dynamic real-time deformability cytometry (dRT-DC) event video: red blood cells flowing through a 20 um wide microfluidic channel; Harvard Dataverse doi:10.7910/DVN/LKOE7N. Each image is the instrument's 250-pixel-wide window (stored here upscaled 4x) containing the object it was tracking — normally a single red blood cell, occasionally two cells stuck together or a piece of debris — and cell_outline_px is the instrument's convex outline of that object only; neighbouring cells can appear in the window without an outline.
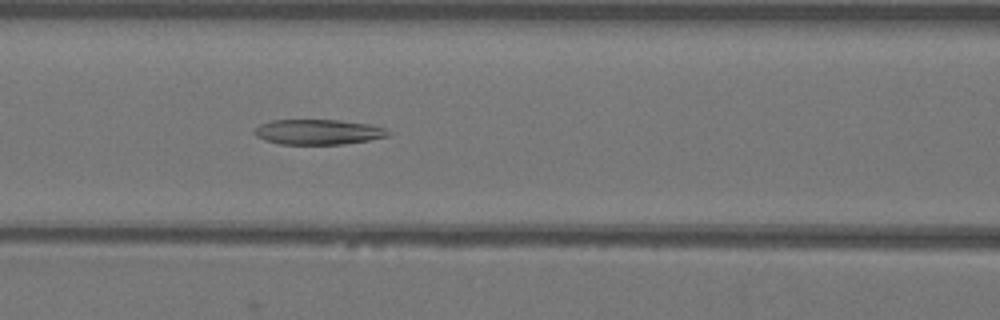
{"species": "Egyptian fruit bat (a non-hibernating species)", "species_latin": "Rousettus aegyptiacus", "temperature_condition": "warm", "stored_images_in_passage": 47, "camera_frame_rate_fps": 3000, "um_per_image_px": 0.085, "animal": {"sex": "female"}, "frame": {"image": 1, "passage_image": 17, "time_ms": 5.333, "image_size_px": [1000, 320], "cell_outline_px": [[392, 132], [388, 136], [368, 140], [344, 144], [280, 144], [264, 140], [256, 136], [252, 132], [252, 128], [260, 124], [272, 120], [340, 120], [368, 124], [384, 128]], "centroid_in_image_um": [26.99, 11.21], "position_along_channel_um": 139.6, "area_um2": 19.71}}
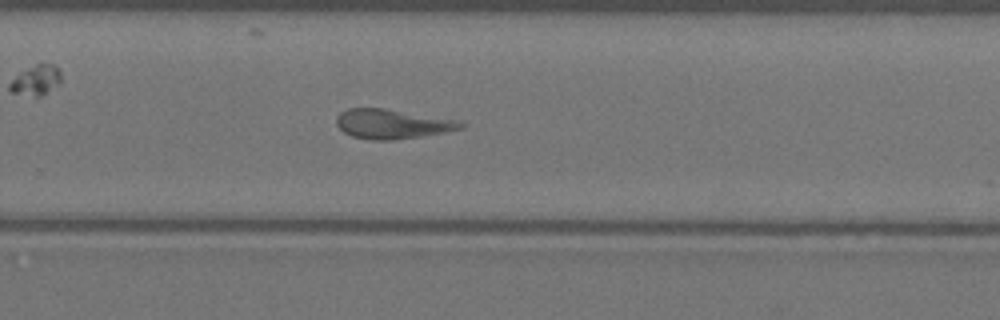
{"frame": {"image": 2, "passage_image": 29, "time_ms": 9.333, "image_size_px": [1000, 320], "cell_outline_px": [[468, 124], [460, 128], [444, 132], [420, 136], [392, 140], [372, 140], [352, 136], [344, 132], [336, 124], [336, 116], [340, 112], [348, 108], [384, 108], [464, 120]], "centroid_in_image_um": [33.38, 10.52], "position_along_channel_um": 296.4, "area_um2": 21.62}}
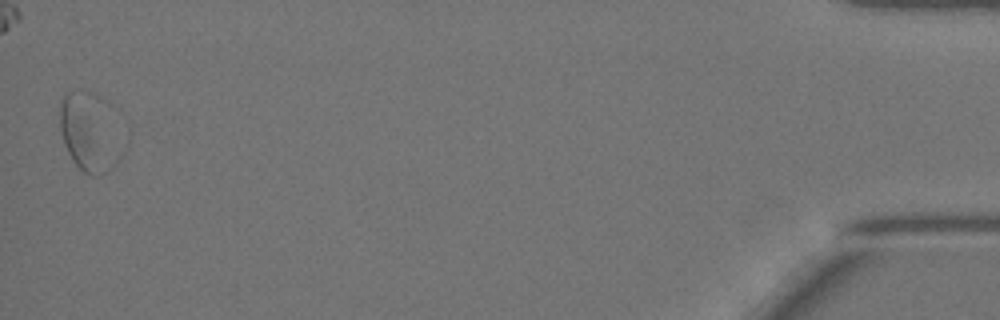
{"frame": {"image": 3, "passage_image": 46, "time_ms": 15.0, "image_size_px": [1000, 320], "cell_outline_px": [[120, 156], [112, 168], [100, 176], [92, 176], [84, 172], [72, 160], [64, 144], [60, 128], [60, 100], [68, 92], [72, 92]], "centroid_in_image_um": [7.23, 11.78], "position_along_channel_um": 428.0, "area_um2": 20.4}}